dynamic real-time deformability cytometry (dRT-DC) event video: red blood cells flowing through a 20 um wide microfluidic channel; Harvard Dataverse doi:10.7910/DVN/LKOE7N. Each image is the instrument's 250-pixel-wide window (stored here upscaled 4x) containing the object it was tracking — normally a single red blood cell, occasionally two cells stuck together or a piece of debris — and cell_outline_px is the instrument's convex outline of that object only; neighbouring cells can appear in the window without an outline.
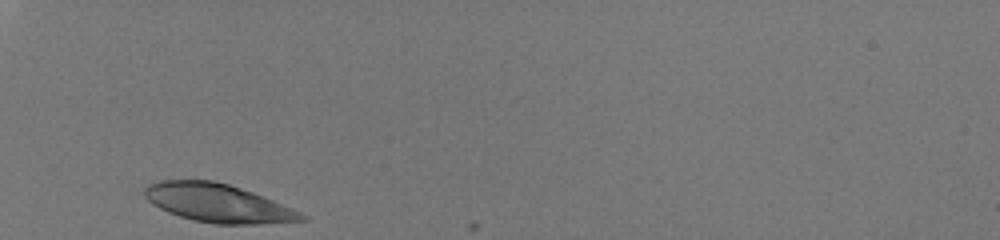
{"species": "human", "species_latin": "Homo sapiens", "temperature_condition": "room temperature", "stored_images_in_passage": 27, "camera_frame_rate_fps": 3000, "um_per_image_px": 0.085, "donor": {"sex": "male"}, "frame": {"image": 1, "passage_image": 1, "time_ms": 0.0, "image_size_px": [1000, 240], "cell_outline_px": [[308, 220], [260, 224], [216, 224], [192, 220], [168, 212], [152, 204], [144, 196], [144, 188], [148, 184], [160, 180], [212, 180], [228, 184], [252, 192], [292, 208], [308, 216]], "centroid_in_image_um": [18.51, 17.26], "position_along_channel_um": 66.5, "area_um2": 35.03}}
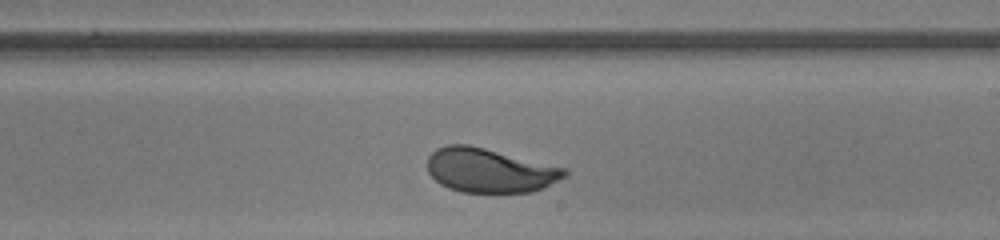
{"frame": {"image": 2, "passage_image": 16, "time_ms": 5.0, "image_size_px": [1000, 240], "cell_outline_px": [[568, 172], [564, 176], [532, 192], [460, 192], [448, 188], [440, 184], [428, 172], [428, 156], [436, 148], [448, 144], [468, 144], [568, 168]], "centroid_in_image_um": [41.58, 14.47], "position_along_channel_um": 247.4, "area_um2": 35.14}}
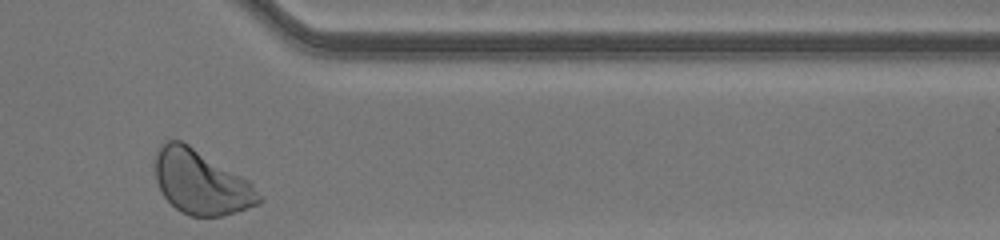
{"frame": {"image": 3, "passage_image": 27, "time_ms": 8.667, "image_size_px": [1000, 240], "cell_outline_px": [[264, 200], [260, 204], [236, 212], [220, 216], [188, 216], [180, 212], [164, 196], [156, 180], [156, 152], [160, 144], [168, 140], [180, 140], [188, 144], [248, 180], [252, 184]], "centroid_in_image_um": [17.09, 15.51], "position_along_channel_um": 394.3, "area_um2": 38.44}, "authors_computed_cell_mechanics": {"area_um2": 35.6048, "velocity_mm_per_s": 4.0515, "shape_relaxation_time_tau1_ms": 2.8637, "shape_relaxation_time_tau2_ms": null, "deformation_change_tau1": 0.1435, "deformation_change_tau2": null}}